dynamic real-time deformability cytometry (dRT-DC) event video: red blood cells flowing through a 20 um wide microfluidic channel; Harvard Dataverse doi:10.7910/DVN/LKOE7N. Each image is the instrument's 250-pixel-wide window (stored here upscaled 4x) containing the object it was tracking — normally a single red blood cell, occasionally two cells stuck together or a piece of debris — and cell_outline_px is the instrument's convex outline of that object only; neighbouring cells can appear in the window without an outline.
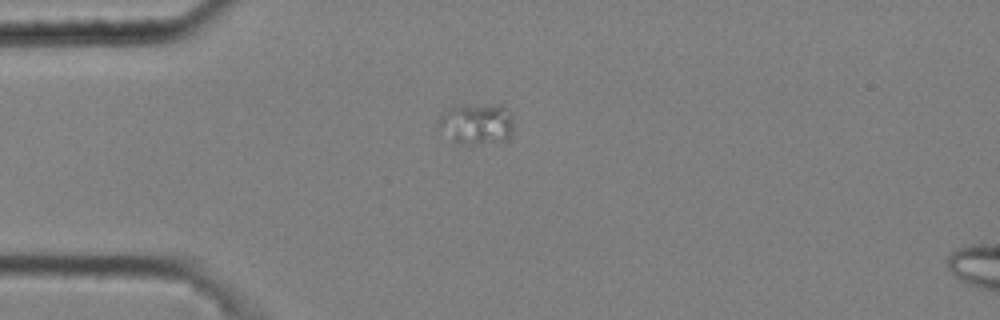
{"species": "common noctule bat (a hibernating species)", "species_latin": "Nyctalus noctula", "temperature_condition": "cold", "stored_images_in_passage": 2, "camera_frame_rate_fps": 3000, "um_per_image_px": 0.085, "animal": {"sex": "male", "body_mass_g": 20.4}, "frame": {"image": 1, "passage_image": 2, "time_ms": 0.333, "image_size_px": [1000, 320], "cell_outline_px": [[512, 136], [504, 144], [456, 144], [436, 132], [436, 120], [444, 112], [456, 104], [504, 104], [512, 116]], "centroid_in_image_um": [40.46, 10.55], "position_along_channel_um": 44.5, "area_um2": 19.48}}